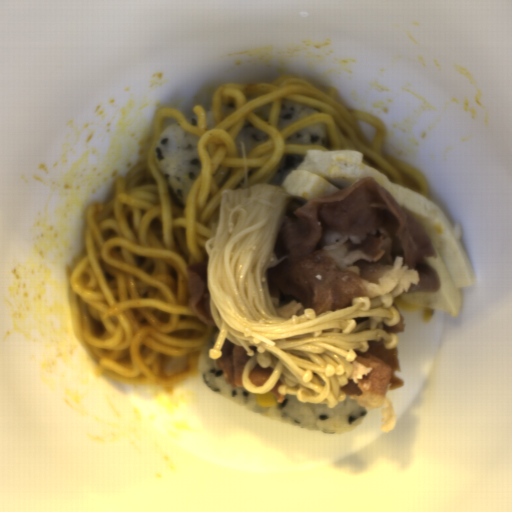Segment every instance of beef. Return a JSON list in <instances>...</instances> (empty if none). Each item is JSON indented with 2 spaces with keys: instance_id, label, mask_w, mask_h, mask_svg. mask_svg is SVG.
Instances as JSON below:
<instances>
[{
  "instance_id": "obj_1",
  "label": "beef",
  "mask_w": 512,
  "mask_h": 512,
  "mask_svg": "<svg viewBox=\"0 0 512 512\" xmlns=\"http://www.w3.org/2000/svg\"><path fill=\"white\" fill-rule=\"evenodd\" d=\"M266 269L276 314L292 318L312 308L317 317L352 307L354 298L441 290L437 257L425 230L372 177L307 203L293 199ZM393 297V298H394Z\"/></svg>"
},
{
  "instance_id": "obj_2",
  "label": "beef",
  "mask_w": 512,
  "mask_h": 512,
  "mask_svg": "<svg viewBox=\"0 0 512 512\" xmlns=\"http://www.w3.org/2000/svg\"><path fill=\"white\" fill-rule=\"evenodd\" d=\"M367 343L369 348L366 352L353 348L357 356L349 362L352 370L347 383L339 390L366 410L380 409L389 390L405 386V381L395 375V371L401 373L399 348L386 349L382 343Z\"/></svg>"
},
{
  "instance_id": "obj_3",
  "label": "beef",
  "mask_w": 512,
  "mask_h": 512,
  "mask_svg": "<svg viewBox=\"0 0 512 512\" xmlns=\"http://www.w3.org/2000/svg\"><path fill=\"white\" fill-rule=\"evenodd\" d=\"M189 297L187 305L196 317L208 326L214 323L210 310V292L208 289V259L201 263L188 265L186 268Z\"/></svg>"
},
{
  "instance_id": "obj_4",
  "label": "beef",
  "mask_w": 512,
  "mask_h": 512,
  "mask_svg": "<svg viewBox=\"0 0 512 512\" xmlns=\"http://www.w3.org/2000/svg\"><path fill=\"white\" fill-rule=\"evenodd\" d=\"M222 356L216 358V366L222 369L224 382L229 388H244L243 369L251 358L243 345H236L226 337L221 347Z\"/></svg>"
},
{
  "instance_id": "obj_5",
  "label": "beef",
  "mask_w": 512,
  "mask_h": 512,
  "mask_svg": "<svg viewBox=\"0 0 512 512\" xmlns=\"http://www.w3.org/2000/svg\"><path fill=\"white\" fill-rule=\"evenodd\" d=\"M274 368H262L258 363L249 372L247 378L255 386H263L272 376Z\"/></svg>"
},
{
  "instance_id": "obj_6",
  "label": "beef",
  "mask_w": 512,
  "mask_h": 512,
  "mask_svg": "<svg viewBox=\"0 0 512 512\" xmlns=\"http://www.w3.org/2000/svg\"><path fill=\"white\" fill-rule=\"evenodd\" d=\"M407 324L404 323V316L400 315V321L399 323L393 325V326H387L383 323V331L387 334L390 333H402L405 330Z\"/></svg>"
},
{
  "instance_id": "obj_7",
  "label": "beef",
  "mask_w": 512,
  "mask_h": 512,
  "mask_svg": "<svg viewBox=\"0 0 512 512\" xmlns=\"http://www.w3.org/2000/svg\"><path fill=\"white\" fill-rule=\"evenodd\" d=\"M279 385H284L282 381H280L279 379L277 380L276 384L274 385V387L269 391L271 392L272 394L275 395L276 397V402L277 403H283L284 400H285V395H280L279 392H278V387Z\"/></svg>"
}]
</instances>
